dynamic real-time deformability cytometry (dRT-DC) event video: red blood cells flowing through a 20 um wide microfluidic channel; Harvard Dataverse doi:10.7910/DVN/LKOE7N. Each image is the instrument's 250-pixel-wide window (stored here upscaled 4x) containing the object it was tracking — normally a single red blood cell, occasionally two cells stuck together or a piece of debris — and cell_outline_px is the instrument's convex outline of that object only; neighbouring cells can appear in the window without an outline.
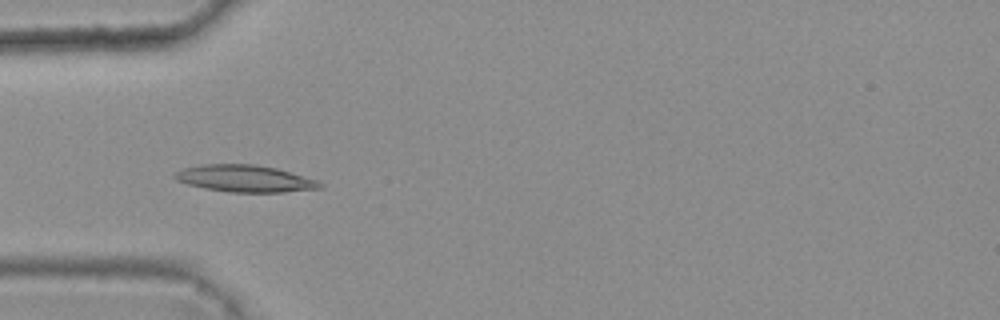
{"species": "common noctule bat (a hibernating species)", "species_latin": "Nyctalus noctula", "temperature_condition": "warm", "stored_images_in_passage": 36, "camera_frame_rate_fps": 3000, "um_per_image_px": 0.085, "animal": {"sex": "female", "body_mass_g": 25.1}, "frame": {"image": 1, "passage_image": 7, "time_ms": 2.0, "image_size_px": [1000, 320], "cell_outline_px": [[324, 188], [284, 192], [228, 192], [204, 188], [188, 184], [176, 180], [172, 176], [176, 172], [184, 168], [200, 164], [256, 164], [276, 168], [320, 180], [324, 184]], "centroid_in_image_um": [20.86, 15.18], "position_along_channel_um": 64.1, "area_um2": 23.0}}
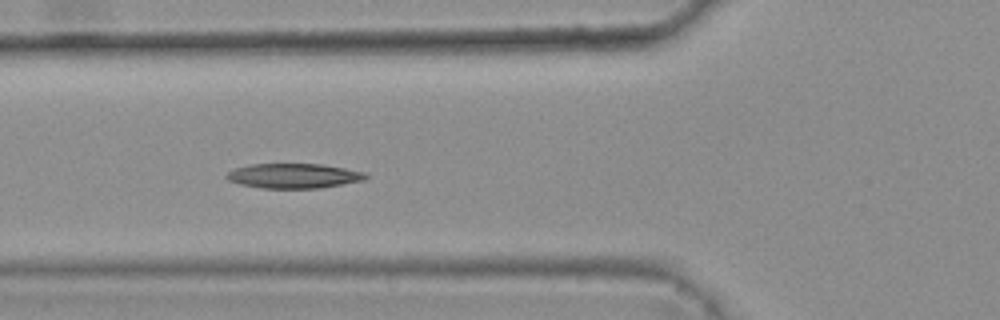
{"frame": {"image": 2, "passage_image": 10, "time_ms": 3.0, "image_size_px": [1000, 320], "cell_outline_px": [[368, 176], [364, 180], [320, 188], [260, 188], [240, 184], [228, 180], [224, 176], [228, 172], [236, 168], [252, 164], [324, 164], [364, 172]], "centroid_in_image_um": [24.95, 14.95], "position_along_channel_um": 100.8, "area_um2": 20.0}}
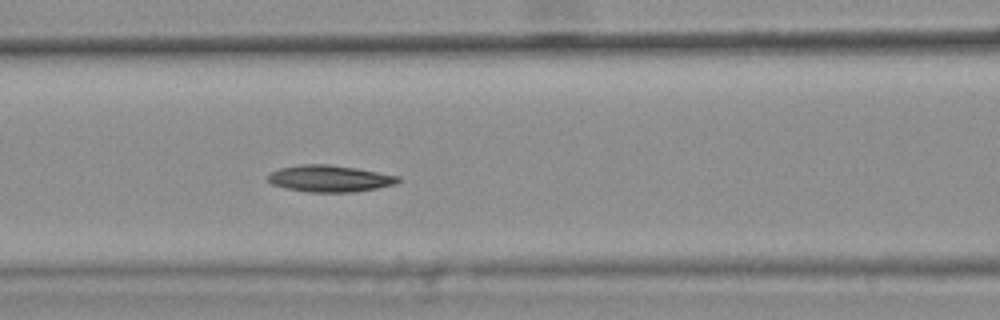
{"frame": {"image": 3, "passage_image": 13, "time_ms": 4.0, "image_size_px": [1000, 320], "cell_outline_px": [[400, 180], [396, 184], [376, 188], [352, 192], [308, 192], [284, 188], [272, 184], [268, 180], [268, 176], [272, 172], [280, 168], [300, 164], [328, 164], [356, 168], [400, 176]], "centroid_in_image_um": [28.02, 15.17], "position_along_channel_um": 138.6, "area_um2": 20.17}, "authors_computed_cell_mechanics": {"area_um2": 19.8832, "velocity_mm_per_s": 3.7564, "shape_relaxation_time_tau1_ms": 9.4062, "shape_relaxation_time_tau2_ms": null, "deformation_change_tau1": 0.1789, "deformation_change_tau2": null}}